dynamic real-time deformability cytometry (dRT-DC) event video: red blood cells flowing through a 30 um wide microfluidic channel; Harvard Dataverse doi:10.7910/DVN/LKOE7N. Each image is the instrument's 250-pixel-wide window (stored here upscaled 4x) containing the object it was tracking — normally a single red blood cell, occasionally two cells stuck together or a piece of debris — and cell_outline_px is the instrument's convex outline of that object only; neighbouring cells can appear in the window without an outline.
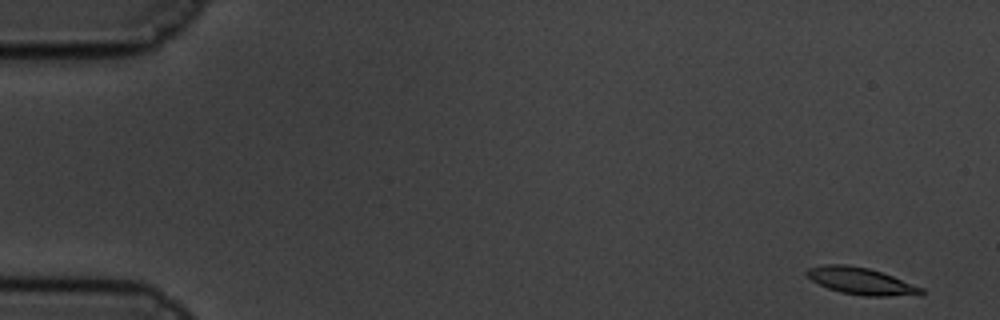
{"species": "common noctule bat (a hibernating species)", "species_latin": "Nyctalus noctula", "temperature_condition": "cold", "stored_images_in_passage": 60, "camera_frame_rate_fps": 3000, "um_per_image_px": 0.085, "animal": {"sex": "male", "body_mass_g": 19.5, "forearm_length_mm": 54.6}, "frame": {"image": 1, "passage_image": 1, "time_ms": 0.0, "image_size_px": [1000, 320], "cell_outline_px": [[924, 292], [920, 296], [864, 296], [840, 292], [828, 288], [812, 280], [804, 272], [808, 268], [824, 264], [848, 264], [868, 268], [892, 276], [924, 288]], "centroid_in_image_um": [73.22, 23.9], "position_along_channel_um": 11.8, "area_um2": 18.03}}
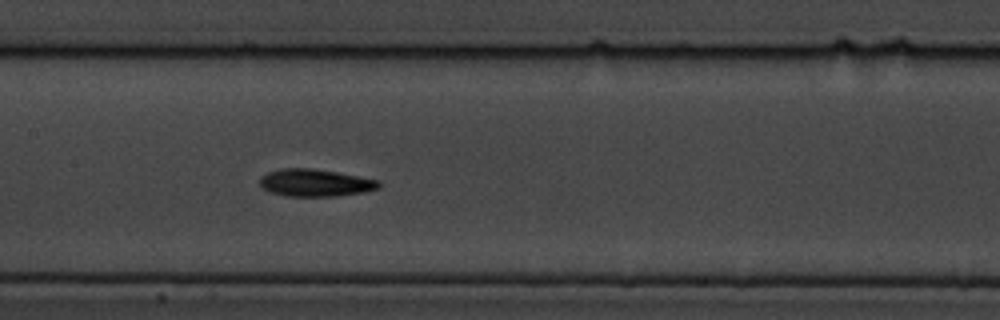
{"frame": {"image": 2, "passage_image": 28, "time_ms": 9.0, "image_size_px": [1000, 320], "cell_outline_px": [[380, 188], [364, 192], [336, 196], [288, 196], [268, 192], [260, 188], [260, 176], [268, 172], [280, 168], [312, 168], [336, 172], [380, 180]], "centroid_in_image_um": [26.76, 15.54], "position_along_channel_um": 180.6, "area_um2": 19.13}}
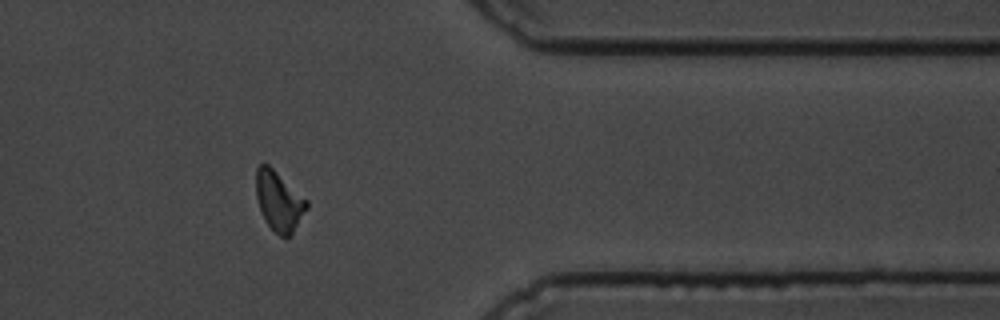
{"frame": {"image": 3, "passage_image": 48, "time_ms": 15.667, "image_size_px": [1000, 320], "cell_outline_px": [[308, 208], [292, 232], [288, 236], [280, 236], [268, 224], [260, 208], [256, 196], [256, 168], [260, 164], [268, 164], [308, 200]], "centroid_in_image_um": [23.72, 17.06], "position_along_channel_um": 387.7, "area_um2": 17.22}, "authors_computed_cell_mechanics": {"area_um2": 18.1492, "velocity_mm_per_s": 3.3293, "shape_relaxation_time_tau1_ms": 3.529, "shape_relaxation_time_tau2_ms": 8.3324, "deformation_change_tau1": 0.1365, "deformation_change_tau2": 0.1538}}